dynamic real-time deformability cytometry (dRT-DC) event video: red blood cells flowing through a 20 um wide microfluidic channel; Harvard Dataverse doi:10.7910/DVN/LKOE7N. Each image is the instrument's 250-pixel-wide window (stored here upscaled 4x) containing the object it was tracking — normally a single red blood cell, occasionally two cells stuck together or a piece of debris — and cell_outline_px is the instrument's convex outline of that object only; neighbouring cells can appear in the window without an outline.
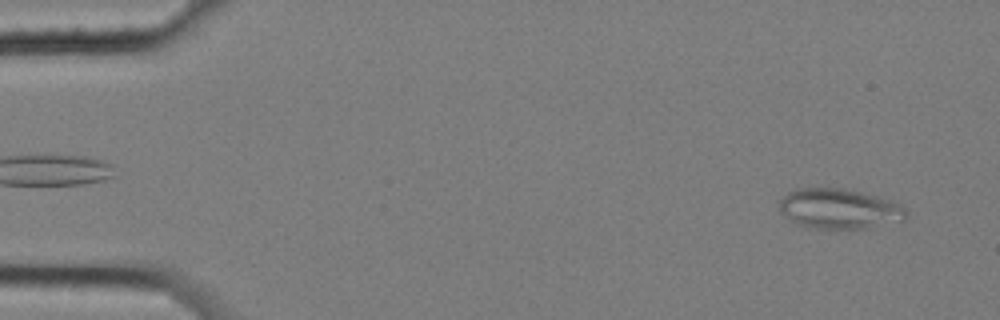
{"species": "common noctule bat (a hibernating species)", "species_latin": "Nyctalus noctula", "temperature_condition": "cold", "stored_images_in_passage": 5, "segment_of_instrument_passage": [2, 2], "camera_frame_rate_fps": 3000, "um_per_image_px": 0.085, "animal": {"sex": "female", "body_mass_g": 25.1}, "frame": {"image": 1, "passage_image": 5, "time_ms": 1.333, "image_size_px": [1000, 320], "cell_outline_px": [[908, 216], [904, 220], [868, 228], [816, 228], [800, 224], [792, 220], [780, 212], [780, 200], [788, 192], [796, 188], [844, 188], [892, 200], [900, 204], [908, 212]], "centroid_in_image_um": [71.38, 17.73], "position_along_channel_um": 13.6, "area_um2": 29.42}}